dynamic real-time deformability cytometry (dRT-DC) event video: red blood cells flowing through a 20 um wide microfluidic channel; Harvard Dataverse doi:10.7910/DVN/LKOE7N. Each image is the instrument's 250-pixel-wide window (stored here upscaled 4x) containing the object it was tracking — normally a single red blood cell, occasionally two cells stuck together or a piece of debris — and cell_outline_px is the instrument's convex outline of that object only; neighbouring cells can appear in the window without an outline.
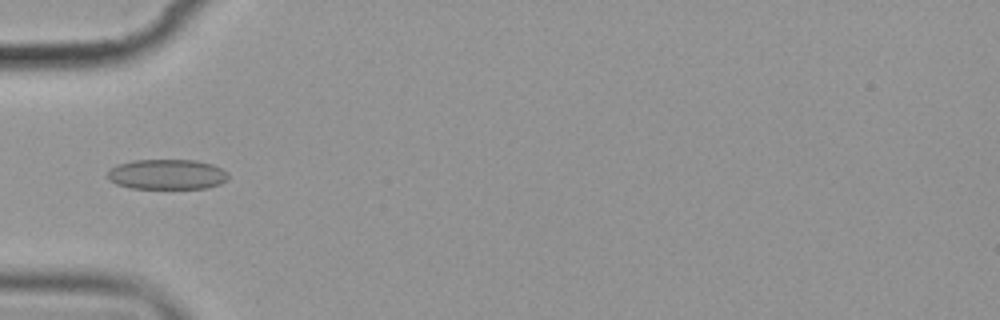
{"species": "common noctule bat (a hibernating species)", "species_latin": "Nyctalus noctula", "temperature_condition": "cold", "stored_images_in_passage": 6, "camera_frame_rate_fps": 3000, "um_per_image_px": 0.085, "animal": {"sex": "female", "body_mass_g": 19.9}, "frame": {"image": 1, "passage_image": 5, "time_ms": 5.333, "image_size_px": [1000, 320], "cell_outline_px": [[228, 176], [220, 184], [208, 188], [128, 188], [116, 184], [108, 180], [108, 172], [116, 164], [132, 160], [196, 160], [212, 164], [228, 172]], "centroid_in_image_um": [14.17, 14.82], "position_along_channel_um": 70.8, "area_um2": 21.27}}
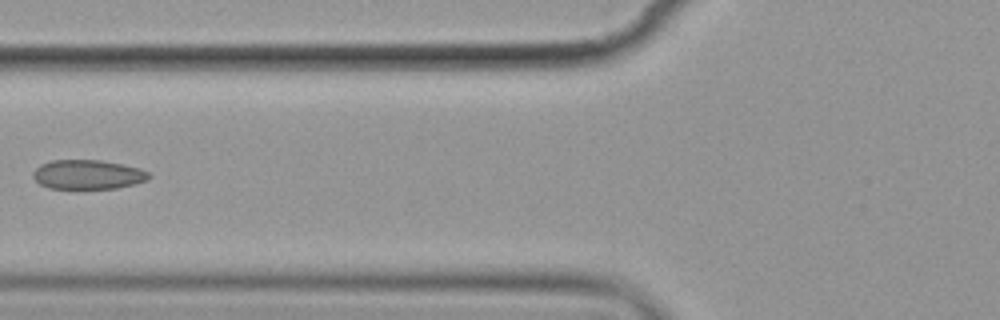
{"frame": {"image": 2, "passage_image": 6, "time_ms": 6.667, "image_size_px": [1000, 320], "cell_outline_px": [[152, 176], [148, 180], [116, 188], [48, 188], [40, 184], [32, 176], [32, 172], [40, 164], [52, 160], [100, 160], [124, 164], [140, 168], [148, 172]], "centroid_in_image_um": [7.47, 14.82], "position_along_channel_um": 118.3, "area_um2": 19.83}}